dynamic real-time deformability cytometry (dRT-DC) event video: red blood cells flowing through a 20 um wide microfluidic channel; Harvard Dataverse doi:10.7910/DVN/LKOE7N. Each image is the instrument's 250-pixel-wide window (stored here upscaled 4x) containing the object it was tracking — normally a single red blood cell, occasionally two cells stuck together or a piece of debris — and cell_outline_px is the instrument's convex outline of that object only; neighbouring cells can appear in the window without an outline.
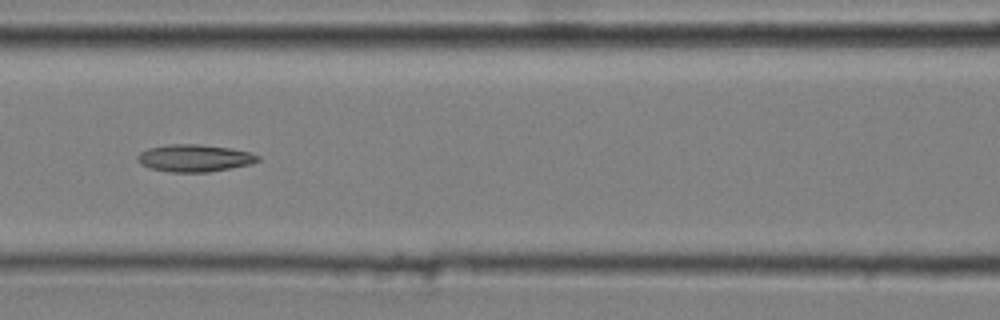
{"species": "common noctule bat (a hibernating species)", "species_latin": "Nyctalus noctula", "temperature_condition": "cold", "stored_images_in_passage": 8, "camera_frame_rate_fps": 3000, "um_per_image_px": 0.085, "animal": {"sex": "male", "body_mass_g": 20.4}, "frame": {"image": 1, "passage_image": 5, "time_ms": 1.333, "image_size_px": [1000, 320], "cell_outline_px": [[260, 160], [252, 164], [208, 172], [168, 172], [148, 168], [140, 164], [136, 156], [140, 152], [148, 148], [168, 144], [200, 144], [228, 148], [248, 152], [260, 156]], "centroid_in_image_um": [16.5, 13.44], "position_along_channel_um": 150.1, "area_um2": 19.19}}
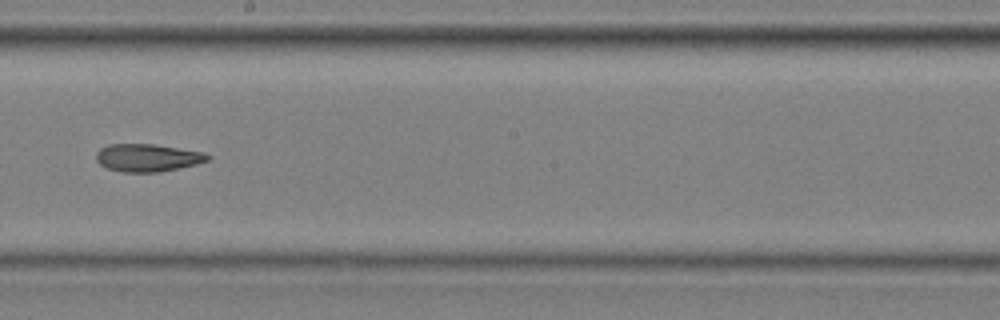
{"frame": {"image": 2, "passage_image": 7, "time_ms": 2.0, "image_size_px": [1000, 320], "cell_outline_px": [[212, 156], [208, 160], [196, 164], [180, 168], [160, 172], [124, 172], [108, 168], [100, 164], [96, 160], [96, 152], [100, 148], [108, 144], [152, 144], [204, 152]], "centroid_in_image_um": [12.54, 13.4], "position_along_channel_um": 235.7, "area_um2": 17.98}}
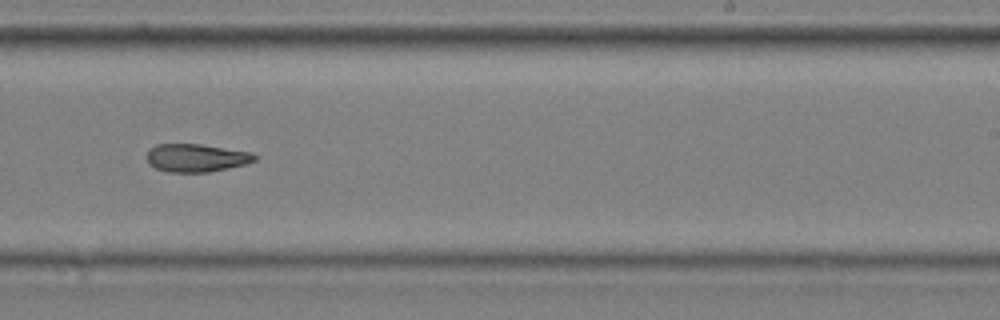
{"frame": {"image": 3, "passage_image": 8, "time_ms": 2.333, "image_size_px": [1000, 320], "cell_outline_px": [[256, 160], [244, 164], [228, 168], [208, 172], [168, 172], [156, 168], [148, 164], [144, 156], [148, 148], [156, 144], [200, 144], [252, 152], [256, 156]], "centroid_in_image_um": [16.61, 13.41], "position_along_channel_um": 272.4, "area_um2": 17.8}}